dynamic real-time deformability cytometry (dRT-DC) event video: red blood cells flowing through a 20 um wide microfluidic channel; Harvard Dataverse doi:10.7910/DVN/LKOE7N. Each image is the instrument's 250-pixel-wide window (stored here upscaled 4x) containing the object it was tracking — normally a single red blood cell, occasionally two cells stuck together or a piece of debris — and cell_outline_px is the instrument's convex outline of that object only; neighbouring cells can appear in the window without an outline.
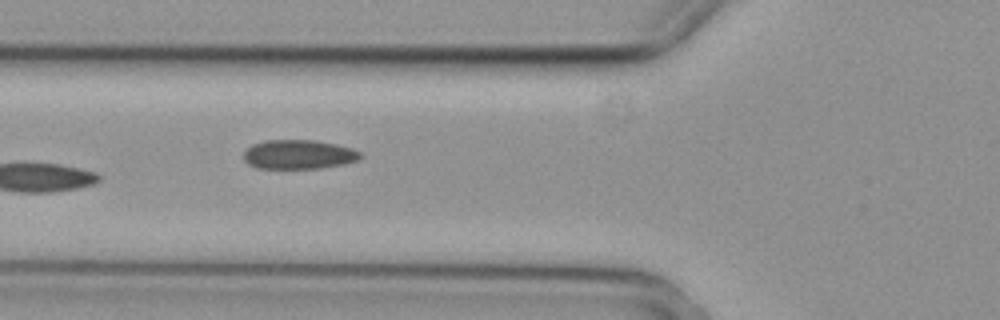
{"species": "common noctule bat (a hibernating species)", "species_latin": "Nyctalus noctula", "temperature_condition": "cold", "stored_images_in_passage": 14, "camera_frame_rate_fps": 3000, "um_per_image_px": 0.085, "animal": {"sex": "female", "body_mass_g": 29.2, "forearm_length_mm": 56.3}, "frame": {"image": 1, "passage_image": 5, "time_ms": 1.333, "image_size_px": [1000, 320], "cell_outline_px": [[364, 156], [356, 160], [344, 164], [320, 168], [256, 168], [248, 164], [244, 160], [244, 152], [252, 144], [264, 140], [316, 140], [336, 144], [352, 148], [360, 152]], "centroid_in_image_um": [25.39, 13.12], "position_along_channel_um": 100.4, "area_um2": 19.94}}
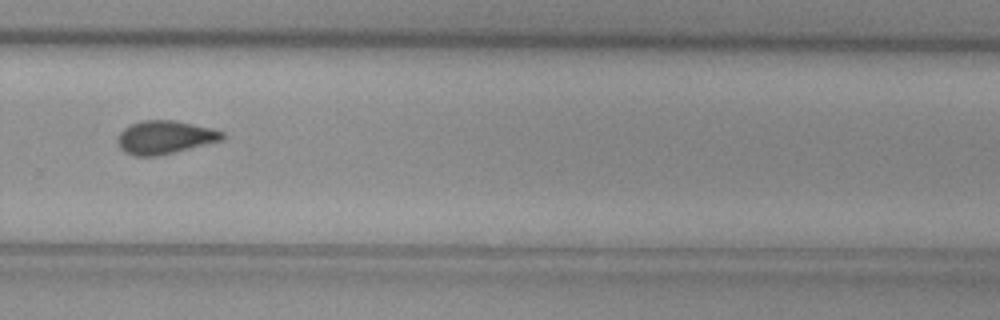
{"frame": {"image": 2, "passage_image": 10, "time_ms": 3.0, "image_size_px": [1000, 320], "cell_outline_px": [[224, 136], [220, 140], [156, 156], [136, 156], [124, 152], [120, 148], [120, 132], [124, 128], [132, 124], [144, 120], [176, 120], [212, 128], [224, 132]], "centroid_in_image_um": [14.01, 11.65], "position_along_channel_um": 315.8, "area_um2": 19.77}}